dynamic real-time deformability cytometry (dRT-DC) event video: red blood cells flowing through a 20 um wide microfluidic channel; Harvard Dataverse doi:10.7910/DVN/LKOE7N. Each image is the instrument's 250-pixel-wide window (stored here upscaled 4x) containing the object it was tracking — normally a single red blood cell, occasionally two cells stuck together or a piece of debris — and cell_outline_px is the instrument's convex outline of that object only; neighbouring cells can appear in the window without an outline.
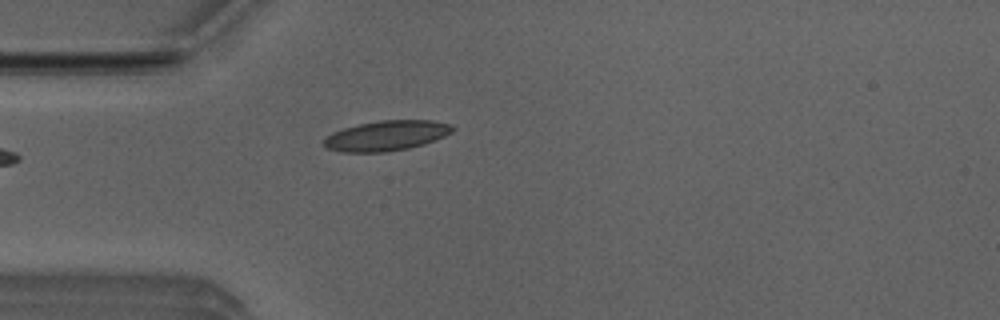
{"species": "Egyptian fruit bat (a non-hibernating species)", "species_latin": "Rousettus aegyptiacus", "temperature_condition": "room temperature", "stored_images_in_passage": 2, "camera_frame_rate_fps": 3000, "um_per_image_px": 0.085, "animal": {"sex": "male"}, "frame": {"image": 1, "passage_image": 2, "time_ms": 0.333, "image_size_px": [1000, 320], "cell_outline_px": [[456, 128], [452, 132], [436, 140], [424, 144], [408, 148], [384, 152], [340, 152], [328, 148], [324, 144], [324, 140], [332, 132], [344, 128], [360, 124], [380, 120], [432, 120], [452, 124]], "centroid_in_image_um": [32.89, 11.52], "position_along_channel_um": 52.1, "area_um2": 22.54}}